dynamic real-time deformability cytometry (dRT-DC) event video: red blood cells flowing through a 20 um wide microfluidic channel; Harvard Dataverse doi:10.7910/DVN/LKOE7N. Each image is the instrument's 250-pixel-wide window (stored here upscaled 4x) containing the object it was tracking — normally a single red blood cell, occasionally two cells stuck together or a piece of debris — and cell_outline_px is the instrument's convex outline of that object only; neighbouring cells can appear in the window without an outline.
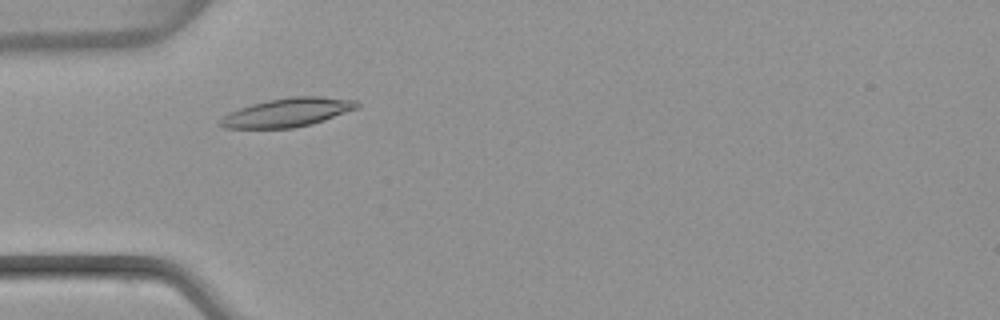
{"species": "common noctule bat (a hibernating species)", "species_latin": "Nyctalus noctula", "temperature_condition": "warm", "stored_images_in_passage": 45, "camera_frame_rate_fps": 3000, "um_per_image_px": 0.085, "animal": {"sex": "female", "body_mass_g": 22.7, "forearm_length_mm": 54.2}, "frame": {"image": 1, "passage_image": 10, "time_ms": 3.0, "image_size_px": [1000, 320], "cell_outline_px": [[360, 104], [356, 108], [324, 120], [312, 124], [292, 128], [224, 128], [216, 124], [228, 112], [252, 104], [268, 100], [292, 96], [324, 96], [356, 100]], "centroid_in_image_um": [24.41, 9.55], "position_along_channel_um": 60.6, "area_um2": 22.83}}
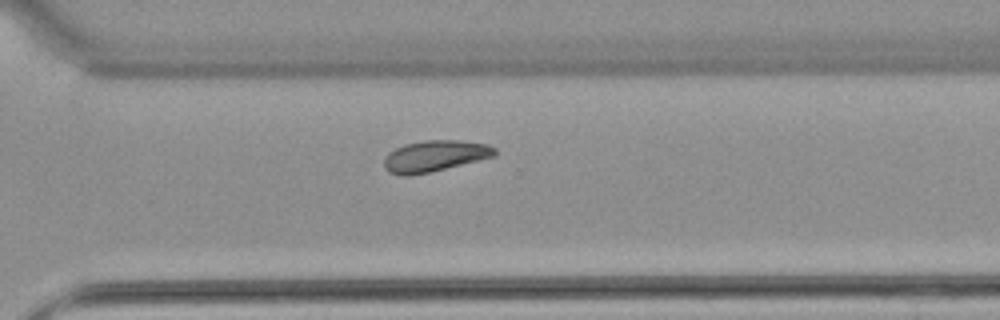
{"frame": {"image": 2, "passage_image": 31, "time_ms": 10.0, "image_size_px": [1000, 320], "cell_outline_px": [[496, 156], [428, 172], [408, 176], [400, 176], [388, 172], [384, 168], [384, 160], [388, 152], [404, 144], [424, 140], [460, 140], [488, 144], [496, 148]], "centroid_in_image_um": [36.94, 13.25], "position_along_channel_um": 333.7, "area_um2": 20.17}}
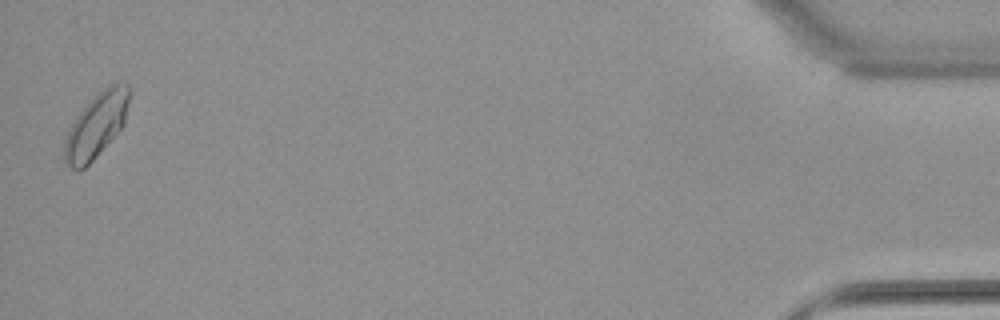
{"frame": {"image": 3, "passage_image": 45, "time_ms": 14.667, "image_size_px": [1000, 320], "cell_outline_px": [[132, 92], [124, 124], [96, 156], [84, 168], [72, 168], [64, 164], [64, 140], [68, 128], [76, 116], [108, 84], [128, 84]], "centroid_in_image_um": [8.19, 10.64], "position_along_channel_um": 427.0, "area_um2": 24.04}, "authors_computed_cell_mechanics": {"area_um2": 20.3456, "velocity_mm_per_s": 3.9462, "shape_relaxation_time_tau1_ms": 4.8002, "shape_relaxation_time_tau2_ms": null, "deformation_change_tau1": 0.0938, "deformation_change_tau2": null}}